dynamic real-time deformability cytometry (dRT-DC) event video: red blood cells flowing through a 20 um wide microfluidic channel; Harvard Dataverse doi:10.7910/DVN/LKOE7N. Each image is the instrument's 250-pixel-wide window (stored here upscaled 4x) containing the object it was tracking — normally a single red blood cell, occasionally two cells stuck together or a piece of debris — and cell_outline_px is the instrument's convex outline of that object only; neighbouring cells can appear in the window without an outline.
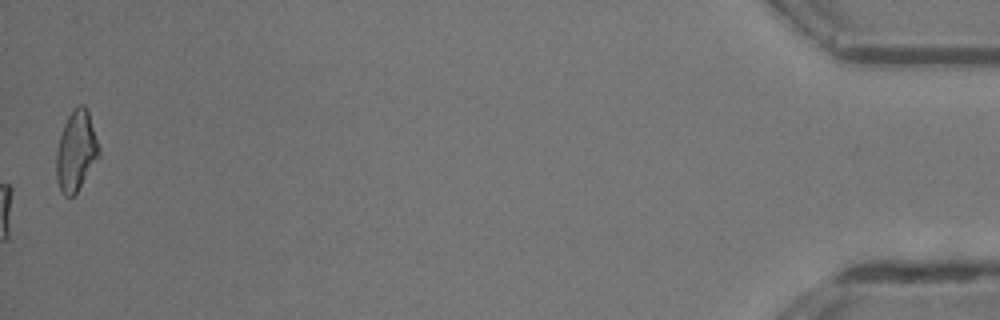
{"species": "common noctule bat (a hibernating species)", "species_latin": "Nyctalus noctula", "temperature_condition": "room temperature", "stored_images_in_passage": 50, "camera_frame_rate_fps": 3000, "um_per_image_px": 0.085, "animal": {"sex": "male", "body_mass_g": 13.3}, "frame": {"image": 1, "passage_image": 50, "time_ms": 16.333, "image_size_px": [1000, 320], "cell_outline_px": [[100, 156], [76, 192], [72, 196], [64, 196], [56, 180], [56, 152], [60, 136], [64, 124], [68, 116], [80, 104], [84, 104], [88, 112], [100, 148]], "centroid_in_image_um": [6.47, 12.85], "position_along_channel_um": 428.7, "area_um2": 19.65}, "authors_computed_cell_mechanics": {"area_um2": 20.519, "velocity_mm_per_s": 4.2219, "shape_relaxation_time_tau1_ms": 6.4838, "shape_relaxation_time_tau2_ms": 1.9335, "deformation_change_tau1": 0.2026, "deformation_change_tau2": 0.0973}}